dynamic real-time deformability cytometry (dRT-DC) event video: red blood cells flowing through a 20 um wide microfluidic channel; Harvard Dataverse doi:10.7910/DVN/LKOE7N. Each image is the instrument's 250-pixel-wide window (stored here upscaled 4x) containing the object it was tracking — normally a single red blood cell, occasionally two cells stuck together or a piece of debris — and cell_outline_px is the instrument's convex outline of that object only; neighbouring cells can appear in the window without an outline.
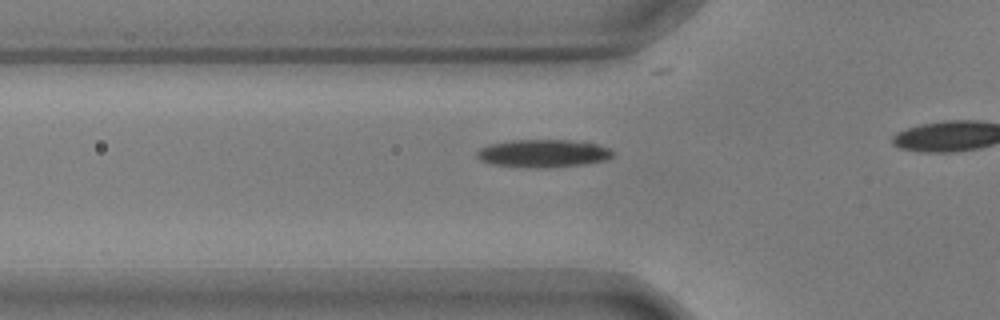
{"species": "common noctule bat (a hibernating species)", "species_latin": "Nyctalus noctula", "temperature_condition": "warm", "stored_images_in_passage": 8, "camera_frame_rate_fps": 3000, "um_per_image_px": 0.085, "animal": {"sex": "male", "body_mass_g": 17.9, "forearm_length_mm": 54.2}, "frame": {"image": 1, "passage_image": 2, "time_ms": 0.333, "image_size_px": [1000, 320], "cell_outline_px": [[616, 152], [608, 160], [584, 164], [552, 168], [536, 168], [492, 164], [480, 160], [476, 156], [476, 152], [480, 148], [488, 144], [508, 140], [584, 140], [608, 148]], "centroid_in_image_um": [46.2, 13.03], "position_along_channel_um": 79.6, "area_um2": 22.48}}
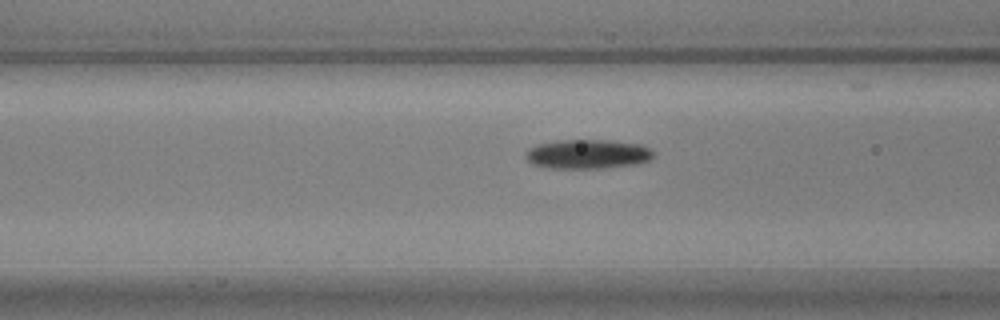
{"frame": {"image": 2, "passage_image": 5, "time_ms": 1.333, "image_size_px": [1000, 320], "cell_outline_px": [[656, 156], [652, 160], [636, 164], [600, 168], [548, 168], [532, 164], [524, 156], [528, 148], [536, 144], [556, 140], [608, 140], [640, 144], [656, 152]], "centroid_in_image_um": [49.96, 13.09], "position_along_channel_um": 116.6, "area_um2": 22.14}}